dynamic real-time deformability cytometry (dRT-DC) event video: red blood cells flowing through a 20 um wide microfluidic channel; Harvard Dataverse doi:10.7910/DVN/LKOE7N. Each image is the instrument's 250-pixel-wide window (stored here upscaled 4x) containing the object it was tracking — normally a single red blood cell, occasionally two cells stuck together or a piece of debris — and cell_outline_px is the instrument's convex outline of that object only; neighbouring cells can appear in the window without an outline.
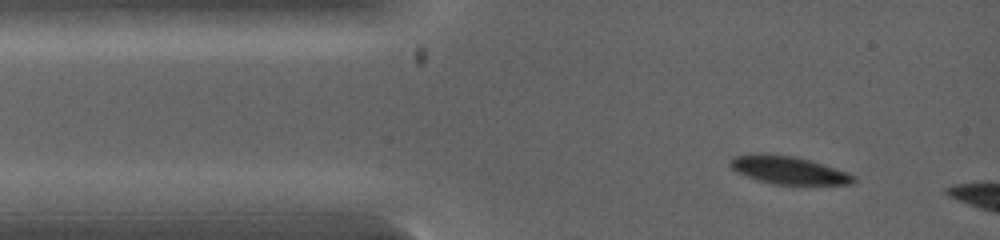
{"species": "common noctule bat (a hibernating species)", "species_latin": "Nyctalus noctula", "temperature_condition": "warm", "stored_images_in_passage": 4, "camera_frame_rate_fps": 5000, "um_per_image_px": 0.085, "animal": {"sex": "female", "body_mass_g": 19.0, "forearm_length_mm": 53.3}, "frame": {"image": 1, "passage_image": 1, "time_ms": 0.0, "image_size_px": [1000, 240], "cell_outline_px": [[856, 180], [852, 184], [772, 184], [736, 172], [728, 164], [732, 156], [756, 152], [764, 152], [792, 156], [808, 160], [848, 172], [856, 176]], "centroid_in_image_um": [66.97, 14.44], "position_along_channel_um": 18.0, "area_um2": 20.06}}
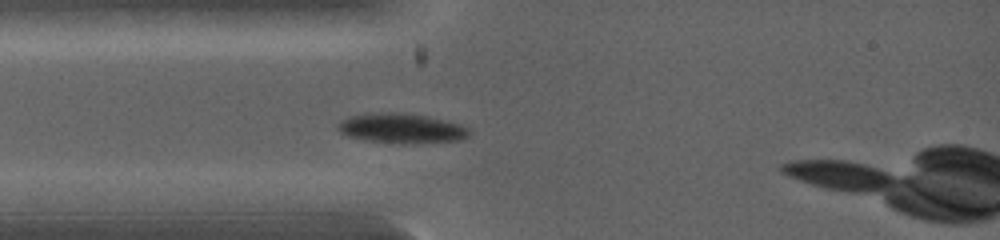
{"frame": {"image": 2, "passage_image": 4, "time_ms": 1.2, "image_size_px": [1000, 240], "cell_outline_px": [[472, 132], [468, 136], [460, 140], [404, 144], [368, 140], [348, 136], [340, 132], [340, 120], [348, 116], [368, 112], [396, 112], [424, 116], [444, 120], [460, 124], [468, 128]], "centroid_in_image_um": [34.13, 10.9], "position_along_channel_um": 50.9, "area_um2": 22.72}}